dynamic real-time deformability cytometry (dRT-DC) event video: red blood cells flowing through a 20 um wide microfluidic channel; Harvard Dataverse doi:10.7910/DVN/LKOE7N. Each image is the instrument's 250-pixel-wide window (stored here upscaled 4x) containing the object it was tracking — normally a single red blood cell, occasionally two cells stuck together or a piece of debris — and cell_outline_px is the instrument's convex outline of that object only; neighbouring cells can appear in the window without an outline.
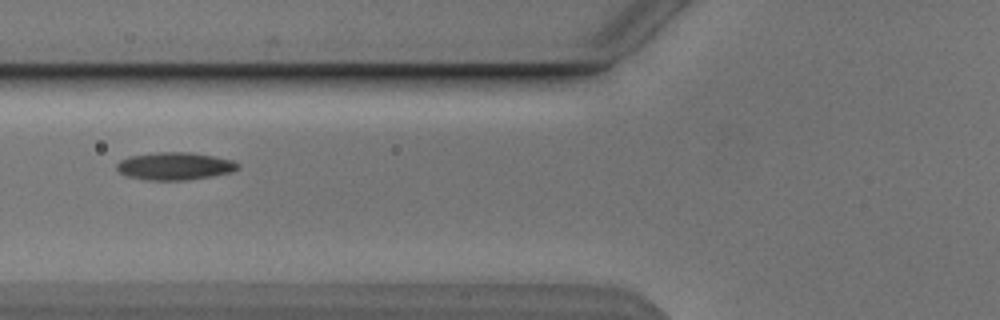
{"species": "Egyptian fruit bat (a non-hibernating species)", "species_latin": "Rousettus aegyptiacus", "temperature_condition": "cold", "stored_images_in_passage": 7, "camera_frame_rate_fps": 3000, "um_per_image_px": 0.085, "animal": {"sex": "male"}, "frame": {"image": 1, "passage_image": 7, "time_ms": 7.667, "image_size_px": [1000, 320], "cell_outline_px": [[240, 168], [232, 172], [212, 176], [188, 180], [148, 180], [128, 176], [120, 172], [116, 168], [116, 164], [120, 160], [128, 156], [156, 152], [192, 152], [232, 160], [240, 164]], "centroid_in_image_um": [14.87, 14.11], "position_along_channel_um": 110.9, "area_um2": 19.59}}